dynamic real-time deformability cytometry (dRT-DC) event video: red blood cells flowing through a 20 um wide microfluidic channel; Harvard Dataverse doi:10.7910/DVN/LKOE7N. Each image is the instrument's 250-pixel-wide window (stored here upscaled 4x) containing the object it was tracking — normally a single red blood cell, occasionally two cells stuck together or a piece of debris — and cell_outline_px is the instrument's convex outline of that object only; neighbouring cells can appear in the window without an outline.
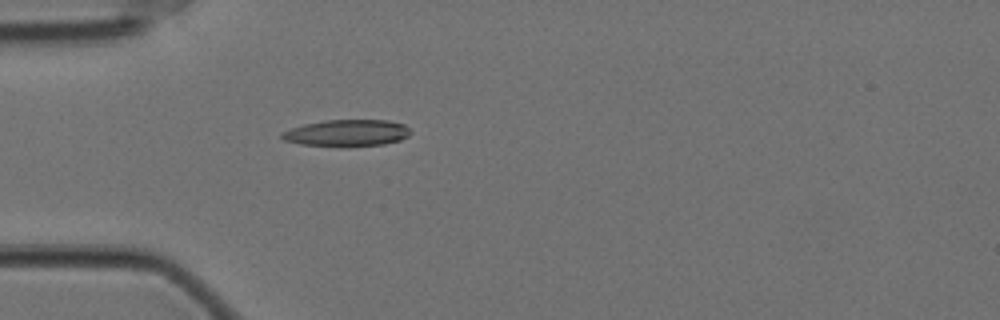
{"species": "Egyptian fruit bat (a non-hibernating species)", "species_latin": "Rousettus aegyptiacus", "temperature_condition": "cold", "stored_images_in_passage": 56, "camera_frame_rate_fps": 3000, "um_per_image_px": 0.085, "animal": {"sex": "female"}, "frame": {"image": 1, "passage_image": 15, "time_ms": 4.667, "image_size_px": [1000, 320], "cell_outline_px": [[412, 132], [408, 136], [400, 140], [384, 144], [300, 144], [284, 140], [280, 136], [280, 132], [304, 124], [324, 120], [388, 120], [404, 124]], "centroid_in_image_um": [29.5, 11.26], "position_along_channel_um": 55.5, "area_um2": 19.25}}
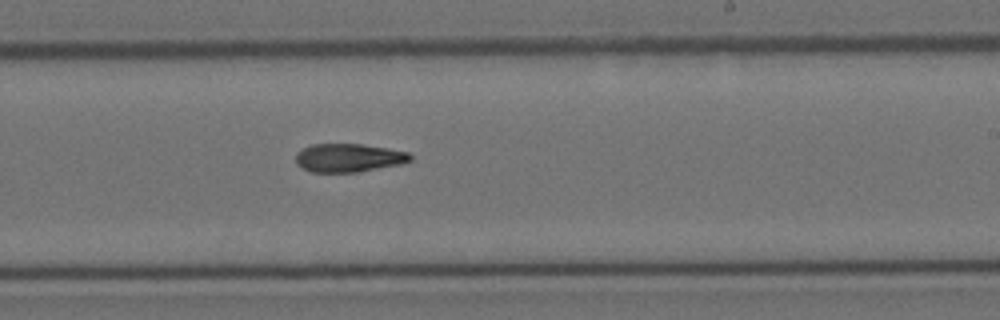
{"frame": {"image": 2, "passage_image": 33, "time_ms": 10.667, "image_size_px": [1000, 320], "cell_outline_px": [[412, 160], [404, 164], [360, 172], [312, 172], [296, 164], [296, 152], [312, 144], [360, 144], [388, 148], [408, 152], [412, 156]], "centroid_in_image_um": [29.68, 13.42], "position_along_channel_um": 259.3, "area_um2": 19.13}}
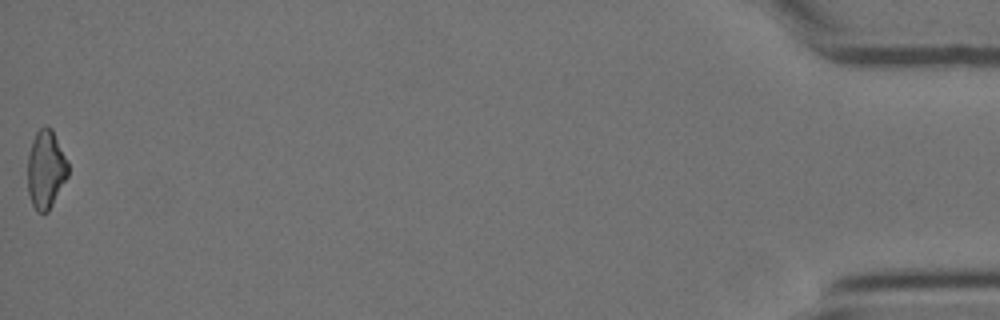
{"frame": {"image": 3, "passage_image": 56, "time_ms": 18.333, "image_size_px": [1000, 320], "cell_outline_px": [[68, 176], [48, 212], [36, 212], [32, 204], [28, 192], [28, 156], [32, 140], [36, 132], [44, 124], [48, 124], [52, 128], [68, 164]], "centroid_in_image_um": [3.89, 14.38], "position_along_channel_um": 431.3, "area_um2": 18.44}}